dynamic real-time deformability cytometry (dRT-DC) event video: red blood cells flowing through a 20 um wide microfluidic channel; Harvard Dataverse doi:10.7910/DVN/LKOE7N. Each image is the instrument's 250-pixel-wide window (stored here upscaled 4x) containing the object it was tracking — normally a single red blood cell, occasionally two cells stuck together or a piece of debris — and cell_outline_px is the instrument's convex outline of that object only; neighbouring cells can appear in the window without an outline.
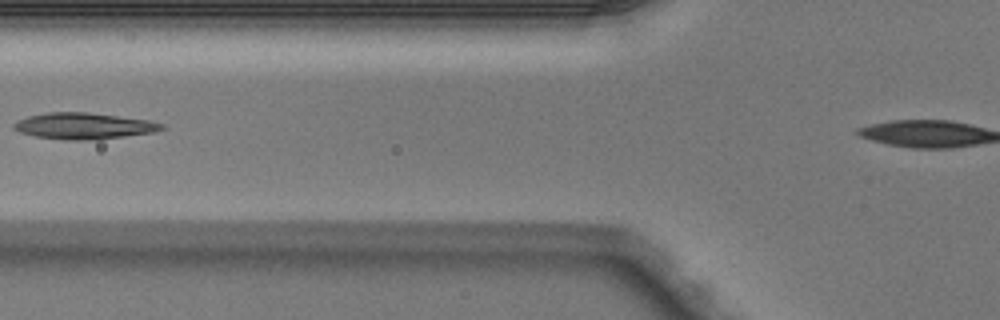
{"species": "Egyptian fruit bat (a non-hibernating species)", "species_latin": "Rousettus aegyptiacus", "temperature_condition": "warm", "stored_images_in_passage": 5, "camera_frame_rate_fps": 3000, "um_per_image_px": 0.085, "animal": {"sex": "male"}, "frame": {"image": 1, "passage_image": 4, "time_ms": 1.0, "image_size_px": [1000, 320], "cell_outline_px": [[164, 128], [152, 132], [96, 140], [68, 140], [36, 136], [20, 132], [12, 128], [12, 124], [16, 120], [28, 116], [48, 112], [88, 112], [148, 120], [164, 124]], "centroid_in_image_um": [7.07, 10.7], "position_along_channel_um": 118.7, "area_um2": 22.54}}
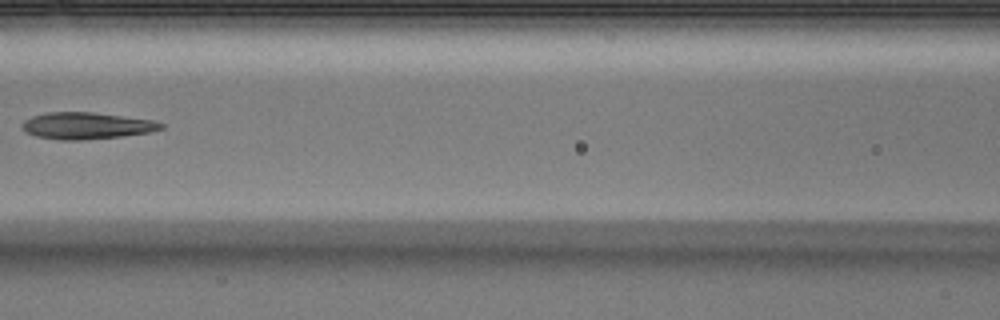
{"frame": {"image": 2, "passage_image": 5, "time_ms": 1.333, "image_size_px": [1000, 320], "cell_outline_px": [[164, 128], [148, 132], [120, 136], [80, 140], [60, 140], [36, 136], [24, 132], [20, 128], [20, 124], [24, 120], [32, 116], [48, 112], [92, 112], [156, 120], [164, 124]], "centroid_in_image_um": [7.31, 10.68], "position_along_channel_um": 159.3, "area_um2": 21.73}}